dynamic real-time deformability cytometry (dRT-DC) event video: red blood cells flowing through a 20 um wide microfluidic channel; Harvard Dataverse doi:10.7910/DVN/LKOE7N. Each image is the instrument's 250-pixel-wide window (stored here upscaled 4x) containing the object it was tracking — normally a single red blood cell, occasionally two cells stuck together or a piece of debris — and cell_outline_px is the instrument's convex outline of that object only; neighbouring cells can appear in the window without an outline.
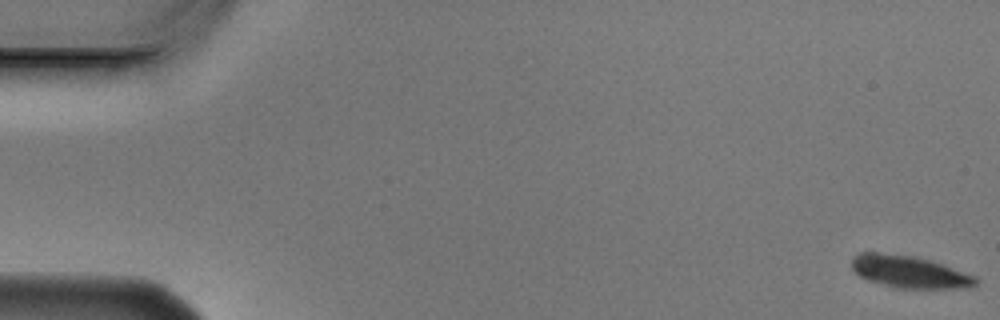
{"species": "Egyptian fruit bat (a non-hibernating species)", "species_latin": "Rousettus aegyptiacus", "temperature_condition": "cold", "stored_images_in_passage": 9, "camera_frame_rate_fps": 3000, "um_per_image_px": 0.085, "animal": {"sex": "male"}, "frame": {"image": 1, "passage_image": 1, "time_ms": 0.0, "image_size_px": [1000, 320], "cell_outline_px": [[976, 284], [972, 288], [896, 288], [868, 280], [860, 276], [852, 268], [852, 260], [856, 256], [864, 252], [880, 252], [916, 256], [976, 276]], "centroid_in_image_um": [77.3, 23.11], "position_along_channel_um": 7.7, "area_um2": 23.0}}
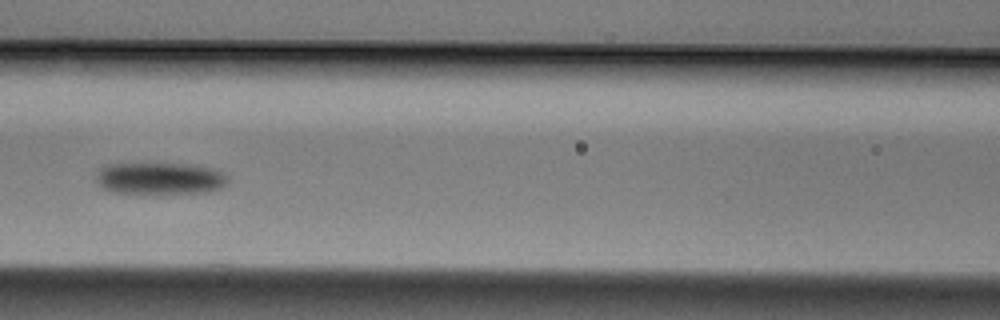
{"frame": {"image": 2, "passage_image": 7, "time_ms": 2.0, "image_size_px": [1000, 320], "cell_outline_px": [[228, 184], [224, 188], [208, 192], [112, 192], [100, 188], [96, 180], [96, 176], [100, 168], [104, 164], [196, 164], [216, 168], [224, 172], [228, 176]], "centroid_in_image_um": [13.65, 15.14], "position_along_channel_um": 152.9, "area_um2": 24.68}}
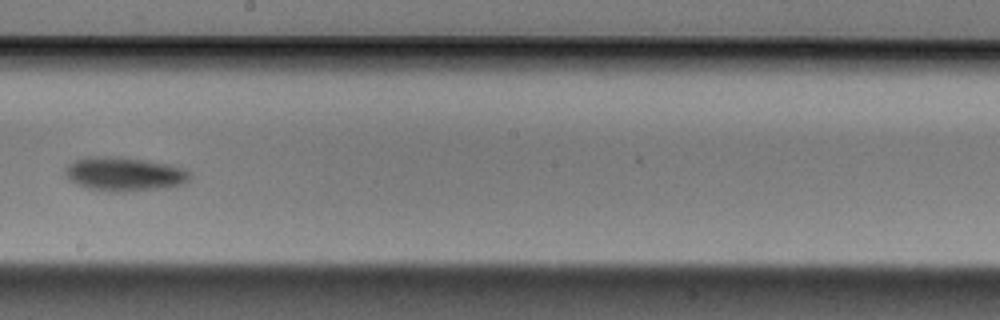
{"frame": {"image": 3, "passage_image": 9, "time_ms": 2.667, "image_size_px": [1000, 320], "cell_outline_px": [[192, 180], [184, 184], [168, 188], [124, 192], [112, 192], [88, 188], [76, 184], [68, 180], [64, 172], [64, 168], [72, 160], [88, 156], [120, 156], [148, 160], [172, 164], [188, 172], [192, 176]], "centroid_in_image_um": [10.57, 14.79], "position_along_channel_um": 237.6, "area_um2": 25.43}}